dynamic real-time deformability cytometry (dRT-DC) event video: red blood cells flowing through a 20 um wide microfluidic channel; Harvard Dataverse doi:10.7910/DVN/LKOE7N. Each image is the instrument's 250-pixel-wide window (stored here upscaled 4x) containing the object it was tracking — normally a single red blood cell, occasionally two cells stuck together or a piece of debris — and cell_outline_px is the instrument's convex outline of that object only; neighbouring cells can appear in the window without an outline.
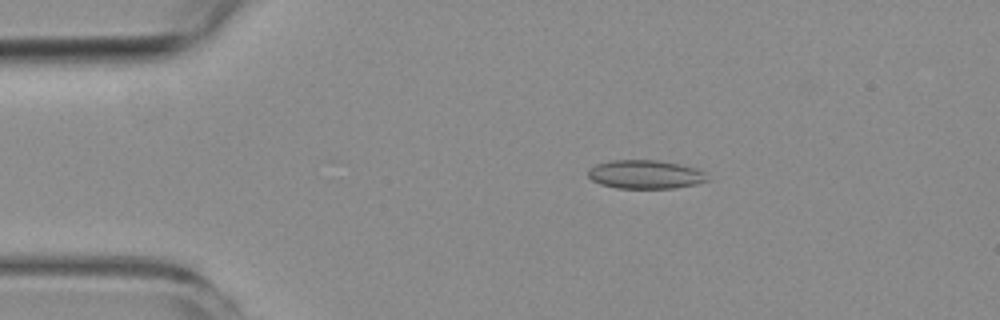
{"species": "common noctule bat (a hibernating species)", "species_latin": "Nyctalus noctula", "temperature_condition": "room temperature", "stored_images_in_passage": 3, "camera_frame_rate_fps": 3000, "um_per_image_px": 0.085, "animal": {"sex": "female", "body_mass_g": 19.3, "forearm_length_mm": 54.1}, "frame": {"image": 1, "passage_image": 1, "time_ms": 0.0, "image_size_px": [1000, 320], "cell_outline_px": [[708, 180], [696, 184], [672, 188], [616, 188], [600, 184], [592, 180], [588, 176], [588, 168], [596, 164], [612, 160], [660, 160], [680, 164], [696, 168], [704, 172]], "centroid_in_image_um": [54.82, 14.82], "position_along_channel_um": 30.2, "area_um2": 19.94}}